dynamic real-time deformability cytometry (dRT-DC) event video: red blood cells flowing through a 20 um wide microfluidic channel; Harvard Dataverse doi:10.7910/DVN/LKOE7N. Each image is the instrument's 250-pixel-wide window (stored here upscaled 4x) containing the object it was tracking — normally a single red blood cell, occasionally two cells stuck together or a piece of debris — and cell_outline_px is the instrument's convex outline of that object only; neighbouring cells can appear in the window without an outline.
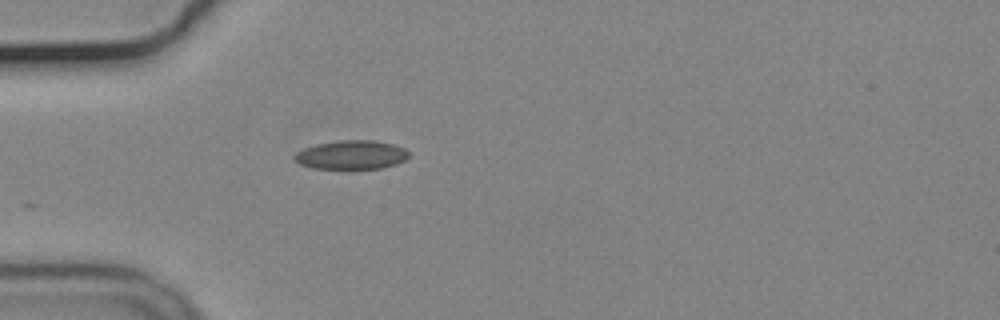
{"species": "common noctule bat (a hibernating species)", "species_latin": "Nyctalus noctula", "temperature_condition": "cold", "stored_images_in_passage": 11, "camera_frame_rate_fps": 3000, "um_per_image_px": 0.085, "animal": {"sex": "male", "body_mass_g": 19.2, "forearm_length_mm": 51.8}, "frame": {"image": 1, "passage_image": 1, "time_ms": 0.0, "image_size_px": [1000, 320], "cell_outline_px": [[408, 156], [404, 160], [396, 164], [380, 168], [312, 168], [300, 164], [292, 156], [296, 152], [304, 148], [316, 144], [340, 140], [372, 140], [392, 144], [404, 148], [408, 152]], "centroid_in_image_um": [29.84, 13.15], "position_along_channel_um": 55.2, "area_um2": 19.02}}
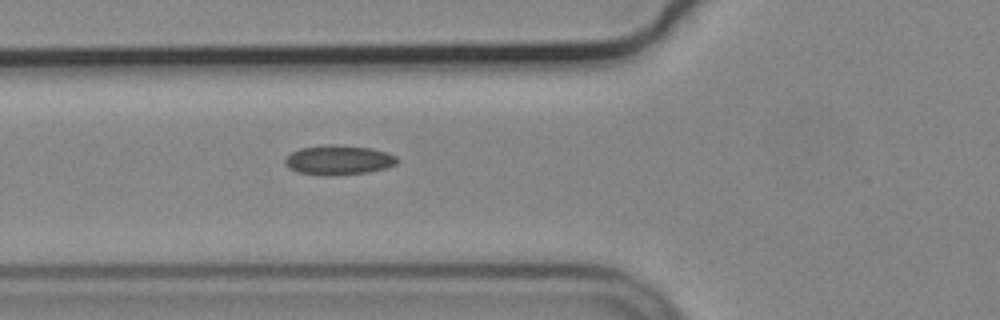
{"frame": {"image": 2, "passage_image": 5, "time_ms": 1.333, "image_size_px": [1000, 320], "cell_outline_px": [[400, 160], [396, 164], [384, 168], [368, 172], [336, 176], [320, 176], [296, 172], [288, 168], [284, 164], [284, 160], [292, 152], [300, 148], [324, 144], [332, 144], [372, 148], [388, 152], [396, 156]], "centroid_in_image_um": [28.76, 13.61], "position_along_channel_um": 97.0, "area_um2": 19.77}}
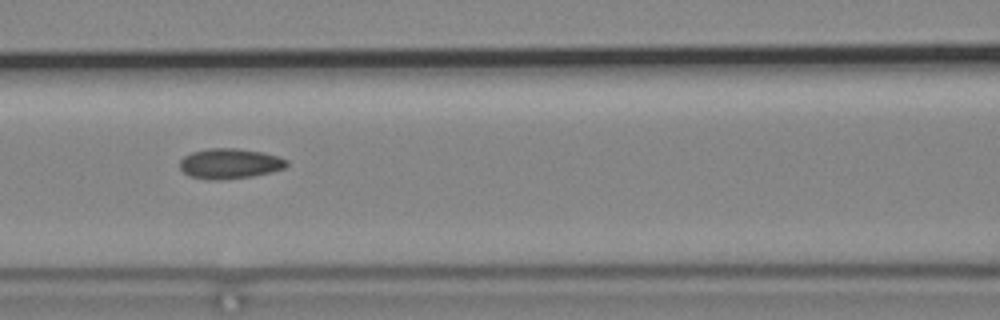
{"frame": {"image": 3, "passage_image": 9, "time_ms": 2.667, "image_size_px": [1000, 320], "cell_outline_px": [[288, 164], [284, 168], [272, 172], [252, 176], [216, 180], [208, 180], [188, 176], [180, 168], [180, 160], [184, 156], [192, 152], [208, 148], [236, 148], [260, 152], [276, 156], [288, 160]], "centroid_in_image_um": [19.5, 13.91], "position_along_channel_um": 147.1, "area_um2": 18.79}}